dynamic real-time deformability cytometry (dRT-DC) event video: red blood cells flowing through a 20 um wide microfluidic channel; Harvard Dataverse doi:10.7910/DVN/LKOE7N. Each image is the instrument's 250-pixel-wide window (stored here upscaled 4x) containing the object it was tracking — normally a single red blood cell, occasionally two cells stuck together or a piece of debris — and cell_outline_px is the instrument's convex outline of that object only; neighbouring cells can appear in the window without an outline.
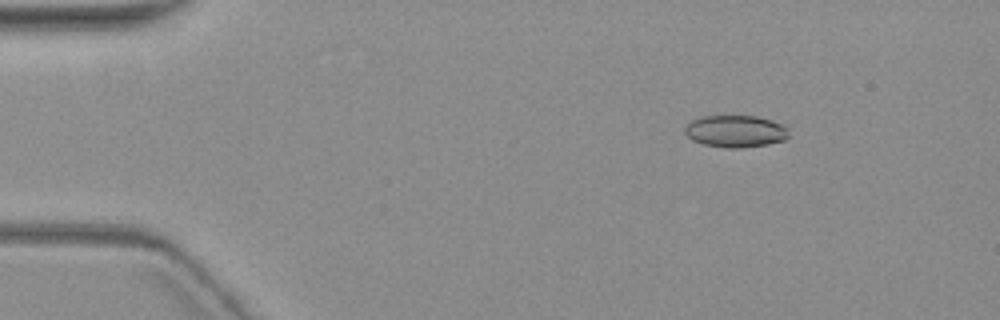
{"species": "common noctule bat (a hibernating species)", "species_latin": "Nyctalus noctula", "temperature_condition": "warm", "stored_images_in_passage": 4, "camera_frame_rate_fps": 3000, "um_per_image_px": 0.085, "animal": {"sex": "female", "body_mass_g": 19.3, "forearm_length_mm": 54.1}, "frame": {"image": 1, "passage_image": 2, "time_ms": 1.0, "image_size_px": [1000, 320], "cell_outline_px": [[788, 136], [784, 140], [768, 144], [740, 148], [728, 148], [704, 144], [692, 140], [684, 132], [684, 128], [692, 120], [700, 116], [756, 116], [772, 120], [788, 128]], "centroid_in_image_um": [62.51, 11.15], "position_along_channel_um": 22.5, "area_um2": 19.36}}